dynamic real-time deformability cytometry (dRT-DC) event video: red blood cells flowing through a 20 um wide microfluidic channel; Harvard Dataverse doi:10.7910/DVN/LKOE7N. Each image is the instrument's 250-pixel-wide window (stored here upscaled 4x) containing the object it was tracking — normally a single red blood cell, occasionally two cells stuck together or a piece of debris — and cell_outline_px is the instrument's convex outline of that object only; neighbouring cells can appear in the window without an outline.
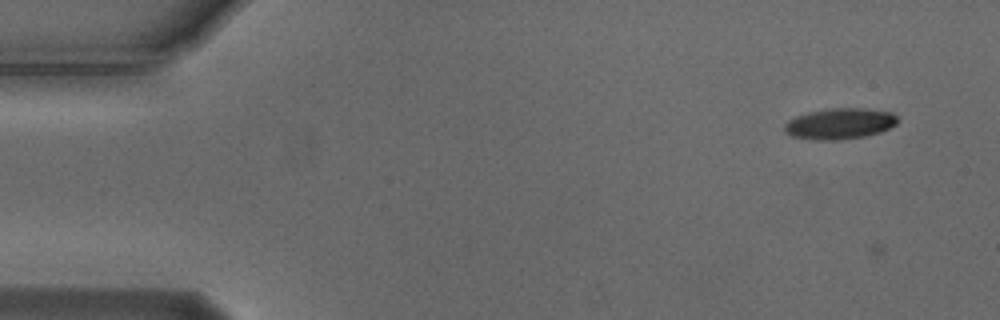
{"species": "Egyptian fruit bat (a non-hibernating species)", "species_latin": "Rousettus aegyptiacus", "temperature_condition": "cold", "stored_images_in_passage": 6, "camera_frame_rate_fps": 3000, "um_per_image_px": 0.085, "animal": {"sex": "male"}, "frame": {"image": 1, "passage_image": 5, "time_ms": 1.333, "image_size_px": [1000, 320], "cell_outline_px": [[900, 120], [896, 124], [880, 132], [864, 136], [840, 140], [816, 140], [792, 136], [784, 132], [784, 124], [788, 120], [796, 116], [808, 112], [832, 108], [860, 108], [892, 112]], "centroid_in_image_um": [71.37, 10.51], "position_along_channel_um": 13.6, "area_um2": 20.4}}